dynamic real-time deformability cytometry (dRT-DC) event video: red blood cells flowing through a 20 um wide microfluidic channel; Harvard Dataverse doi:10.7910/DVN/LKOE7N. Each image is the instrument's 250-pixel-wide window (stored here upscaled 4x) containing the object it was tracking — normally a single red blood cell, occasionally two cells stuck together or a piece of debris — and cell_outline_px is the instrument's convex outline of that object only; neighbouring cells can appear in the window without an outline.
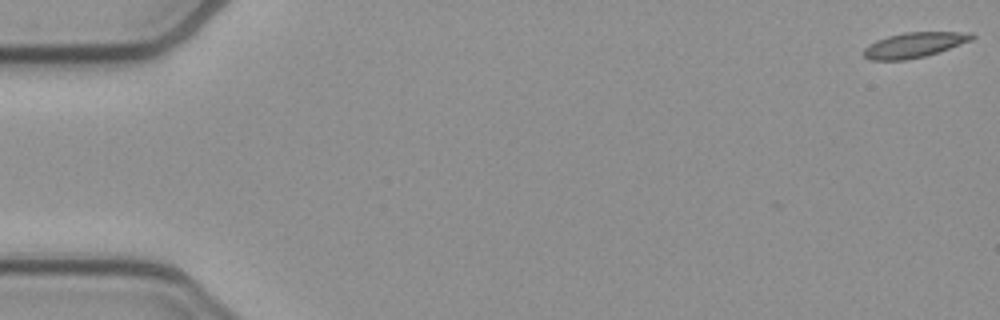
{"species": "common noctule bat (a hibernating species)", "species_latin": "Nyctalus noctula", "temperature_condition": "cold", "stored_images_in_passage": 12, "camera_frame_rate_fps": 3000, "um_per_image_px": 0.085, "animal": {"sex": "female", "body_mass_g": 21.9}, "frame": {"image": 1, "passage_image": 12, "time_ms": 3.667, "image_size_px": [1000, 320], "cell_outline_px": [[976, 36], [972, 40], [924, 56], [904, 60], [868, 60], [864, 56], [864, 48], [868, 44], [876, 40], [888, 36], [904, 32], [972, 32]], "centroid_in_image_um": [77.68, 3.81], "position_along_channel_um": 7.3, "area_um2": 15.72}}